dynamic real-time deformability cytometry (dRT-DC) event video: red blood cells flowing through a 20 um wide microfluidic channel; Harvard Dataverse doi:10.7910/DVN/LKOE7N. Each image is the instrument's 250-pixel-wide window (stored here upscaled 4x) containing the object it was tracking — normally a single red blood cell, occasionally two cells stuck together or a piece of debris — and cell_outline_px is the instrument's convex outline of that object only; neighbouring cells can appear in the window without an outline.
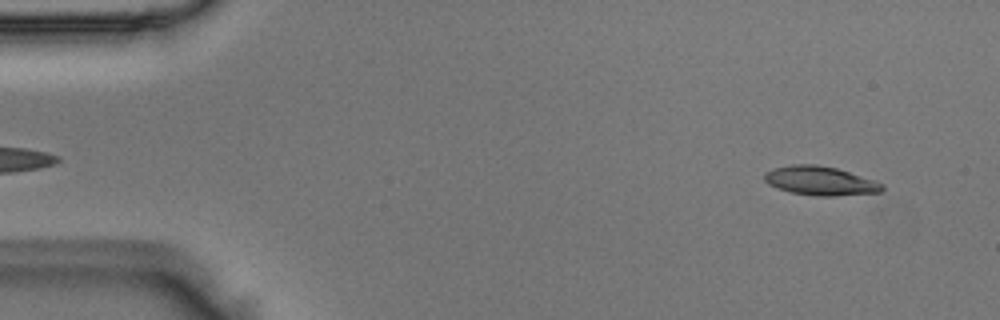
{"species": "Egyptian fruit bat (a non-hibernating species)", "species_latin": "Rousettus aegyptiacus", "temperature_condition": "room temperature", "stored_images_in_passage": 50, "camera_frame_rate_fps": 3000, "um_per_image_px": 0.085, "animal": {"sex": "male"}, "frame": {"image": 1, "passage_image": 3, "time_ms": 0.667, "image_size_px": [1000, 320], "cell_outline_px": [[884, 188], [880, 192], [832, 196], [816, 196], [792, 192], [776, 188], [768, 184], [764, 180], [764, 172], [772, 168], [792, 164], [816, 164], [836, 168], [876, 180], [884, 184]], "centroid_in_image_um": [69.71, 15.36], "position_along_channel_um": 15.3, "area_um2": 20.0}}
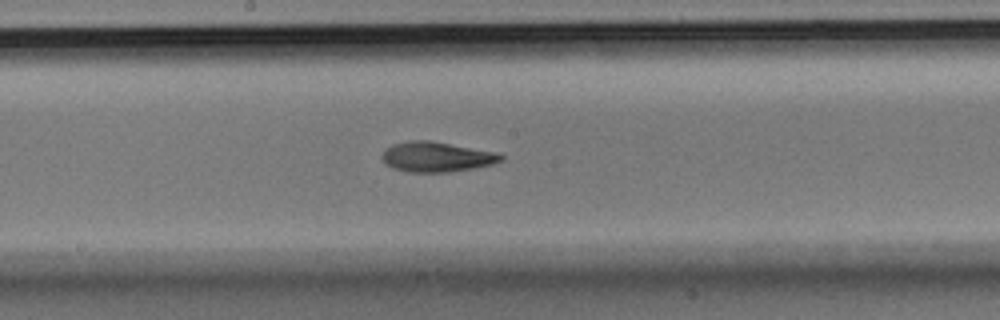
{"frame": {"image": 2, "passage_image": 26, "time_ms": 8.333, "image_size_px": [1000, 320], "cell_outline_px": [[504, 160], [492, 164], [472, 168], [448, 172], [408, 172], [392, 168], [380, 156], [392, 144], [408, 140], [428, 140], [500, 152], [504, 156]], "centroid_in_image_um": [37.15, 13.32], "position_along_channel_um": 211.0, "area_um2": 20.87}}
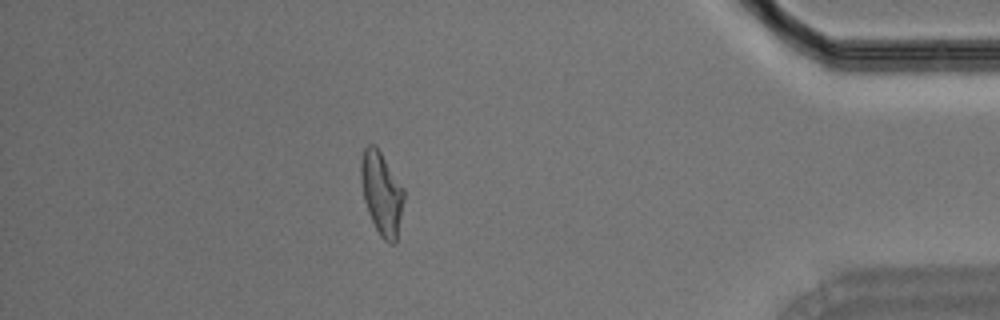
{"frame": {"image": 3, "passage_image": 44, "time_ms": 14.333, "image_size_px": [1000, 320], "cell_outline_px": [[404, 200], [396, 244], [388, 244], [380, 236], [368, 212], [364, 200], [360, 180], [360, 164], [364, 148], [368, 144], [372, 144], [380, 152], [404, 188]], "centroid_in_image_um": [32.44, 16.46], "position_along_channel_um": 402.8, "area_um2": 20.75}}